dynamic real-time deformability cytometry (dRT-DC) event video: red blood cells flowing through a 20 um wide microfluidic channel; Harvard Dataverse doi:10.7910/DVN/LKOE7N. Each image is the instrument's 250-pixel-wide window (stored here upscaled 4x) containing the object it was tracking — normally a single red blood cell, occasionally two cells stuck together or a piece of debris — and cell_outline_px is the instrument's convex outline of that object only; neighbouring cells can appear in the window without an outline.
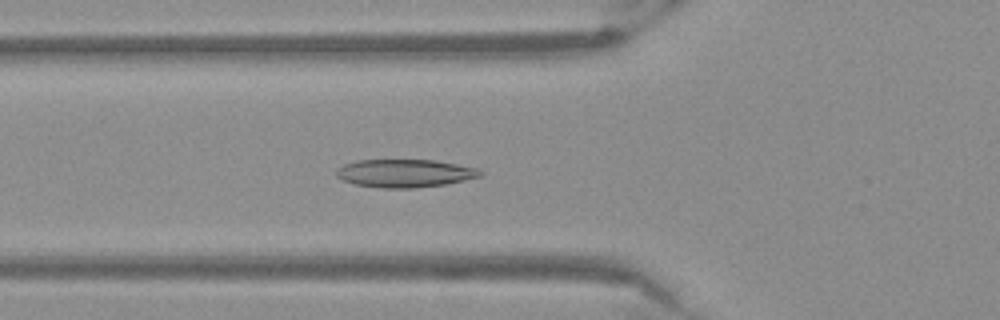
{"species": "Egyptian fruit bat (a non-hibernating species)", "species_latin": "Rousettus aegyptiacus", "temperature_condition": "warm", "stored_images_in_passage": 51, "camera_frame_rate_fps": 3000, "um_per_image_px": 0.085, "frame": {"image": 1, "passage_image": 18, "time_ms": 5.667, "image_size_px": [1000, 320], "cell_outline_px": [[484, 176], [444, 184], [412, 188], [380, 188], [356, 184], [344, 180], [336, 176], [336, 168], [344, 164], [356, 160], [436, 160], [480, 168], [484, 172]], "centroid_in_image_um": [34.45, 14.72], "position_along_channel_um": 91.3, "area_um2": 23.64}}
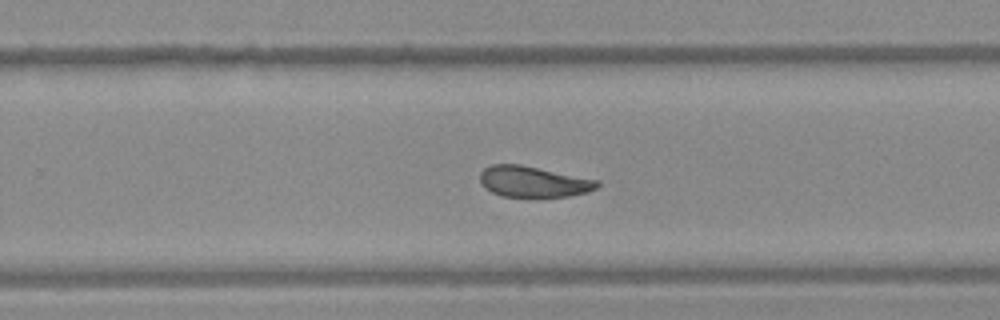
{"frame": {"image": 2, "passage_image": 33, "time_ms": 10.667, "image_size_px": [1000, 320], "cell_outline_px": [[600, 184], [596, 188], [588, 192], [568, 196], [532, 200], [528, 200], [504, 196], [492, 192], [484, 188], [480, 180], [480, 172], [484, 168], [492, 164], [520, 164], [600, 180]], "centroid_in_image_um": [45.34, 15.49], "position_along_channel_um": 284.5, "area_um2": 22.02}}
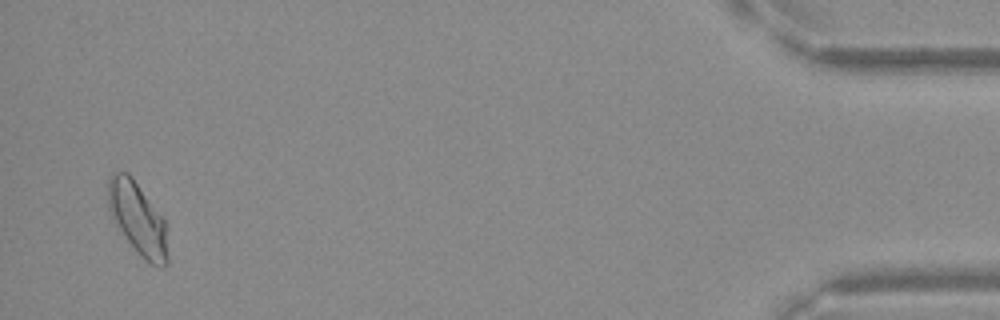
{"frame": {"image": 3, "passage_image": 50, "time_ms": 16.333, "image_size_px": [1000, 320], "cell_outline_px": [[168, 264], [164, 268], [160, 268], [144, 260], [140, 256], [116, 224], [108, 208], [108, 176], [112, 172], [128, 172], [132, 176], [164, 220], [168, 256]], "centroid_in_image_um": [11.7, 18.58], "position_along_channel_um": 423.5, "area_um2": 24.91}}